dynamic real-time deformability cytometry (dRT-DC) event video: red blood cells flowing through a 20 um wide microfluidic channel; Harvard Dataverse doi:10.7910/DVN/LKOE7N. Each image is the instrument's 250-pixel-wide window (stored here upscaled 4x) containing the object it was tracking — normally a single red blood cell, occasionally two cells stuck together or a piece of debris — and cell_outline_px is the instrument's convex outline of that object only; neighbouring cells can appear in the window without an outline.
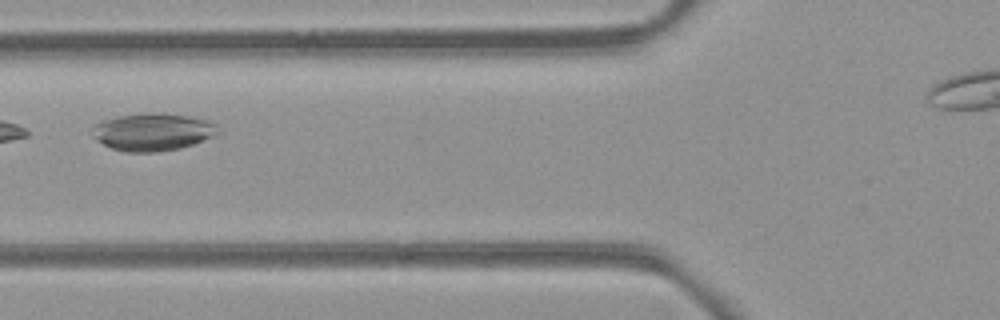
{"species": "common noctule bat (a hibernating species)", "species_latin": "Nyctalus noctula", "temperature_condition": "room temperature", "stored_images_in_passage": 8, "camera_frame_rate_fps": 3000, "um_per_image_px": 0.085, "animal": {"sex": "female", "body_mass_g": 21.9}, "frame": {"image": 1, "passage_image": 7, "time_ms": 7.0, "image_size_px": [1000, 320], "cell_outline_px": [[216, 136], [180, 148], [156, 152], [124, 152], [112, 148], [96, 140], [92, 136], [92, 128], [96, 124], [104, 120], [116, 116], [148, 112], [164, 112], [188, 116], [204, 120], [216, 124]], "centroid_in_image_um": [12.94, 11.21], "position_along_channel_um": 112.9, "area_um2": 27.51}}